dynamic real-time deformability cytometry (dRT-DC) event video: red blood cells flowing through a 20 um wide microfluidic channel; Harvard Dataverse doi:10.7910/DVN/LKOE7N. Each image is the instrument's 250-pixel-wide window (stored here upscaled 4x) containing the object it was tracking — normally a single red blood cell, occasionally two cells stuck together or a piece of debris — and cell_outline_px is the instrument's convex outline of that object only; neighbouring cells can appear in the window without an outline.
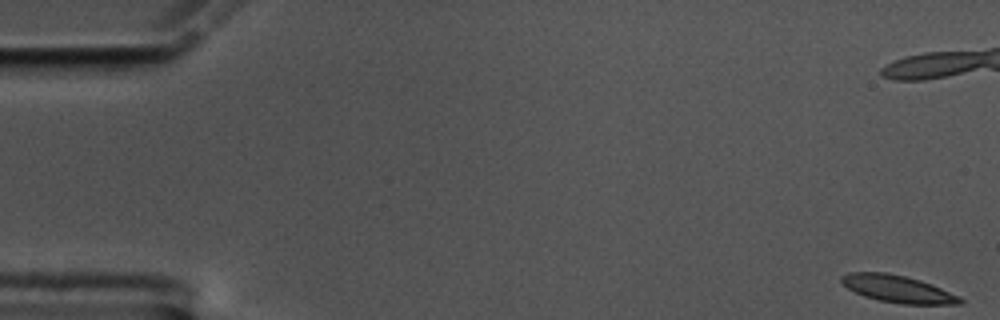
{"species": "common noctule bat (a hibernating species)", "species_latin": "Nyctalus noctula", "temperature_condition": "cold", "stored_images_in_passage": 59, "camera_frame_rate_fps": 3000, "um_per_image_px": 0.085, "animal": {"sex": "male", "body_mass_g": 17.5, "forearm_length_mm": 52.3}, "frame": {"image": 1, "passage_image": 1, "time_ms": 0.0, "image_size_px": [1000, 320], "cell_outline_px": [[964, 304], [904, 304], [880, 300], [864, 296], [848, 288], [840, 280], [840, 276], [848, 272], [884, 272], [904, 276], [920, 280], [932, 284], [960, 296], [964, 300]], "centroid_in_image_um": [76.34, 24.55], "position_along_channel_um": 8.7, "area_um2": 18.73}}
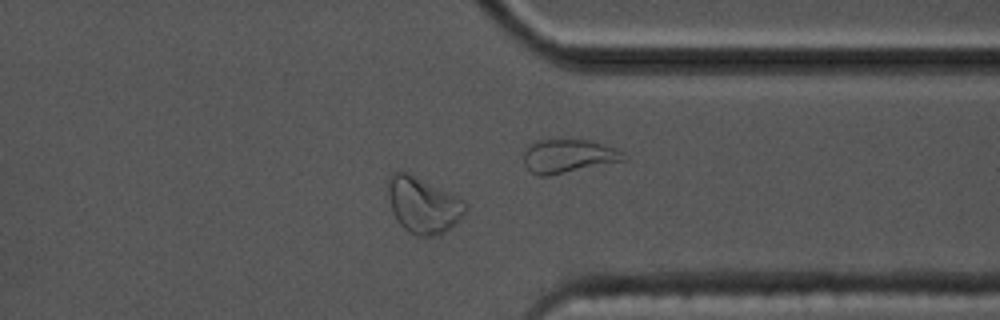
{"frame": {"image": 2, "passage_image": 45, "time_ms": 14.667, "image_size_px": [1000, 320], "cell_outline_px": [[468, 208], [456, 224], [444, 232], [432, 236], [416, 236], [408, 232], [400, 224], [392, 212], [388, 196], [388, 180], [392, 172], [408, 172], [464, 200], [468, 204]], "centroid_in_image_um": [35.97, 17.44], "position_along_channel_um": 375.4, "area_um2": 25.2}, "authors_computed_cell_mechanics": {"area_um2": 19.3052, "velocity_mm_per_s": 3.4732, "shape_relaxation_time_tau1_ms": 5.1593, "shape_relaxation_time_tau2_ms": 3.198, "deformation_change_tau1": 0.2046, "deformation_change_tau2": 0.115}}